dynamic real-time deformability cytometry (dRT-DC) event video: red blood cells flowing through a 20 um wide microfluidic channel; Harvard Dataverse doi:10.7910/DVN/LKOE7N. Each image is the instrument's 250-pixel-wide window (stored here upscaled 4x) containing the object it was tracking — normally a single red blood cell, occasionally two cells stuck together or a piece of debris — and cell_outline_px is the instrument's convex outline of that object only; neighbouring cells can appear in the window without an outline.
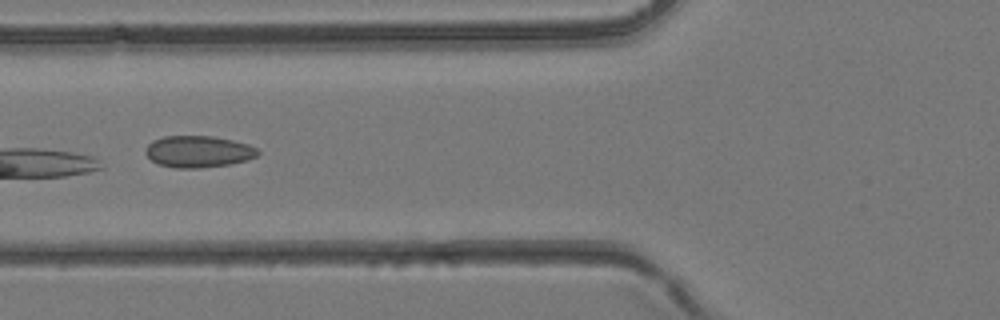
{"species": "common noctule bat (a hibernating species)", "species_latin": "Nyctalus noctula", "temperature_condition": "room temperature", "stored_images_in_passage": 5, "camera_frame_rate_fps": 3000, "um_per_image_px": 0.085, "animal": {"sex": "female", "body_mass_g": 24.6, "forearm_length_mm": 56.2}, "frame": {"image": 1, "passage_image": 4, "time_ms": 1.0, "image_size_px": [1000, 320], "cell_outline_px": [[260, 152], [256, 156], [248, 160], [232, 164], [200, 168], [176, 168], [160, 164], [152, 160], [144, 152], [144, 148], [152, 140], [164, 136], [212, 136], [232, 140], [248, 144], [256, 148]], "centroid_in_image_um": [16.85, 12.88], "position_along_channel_um": 108.9, "area_um2": 20.81}}
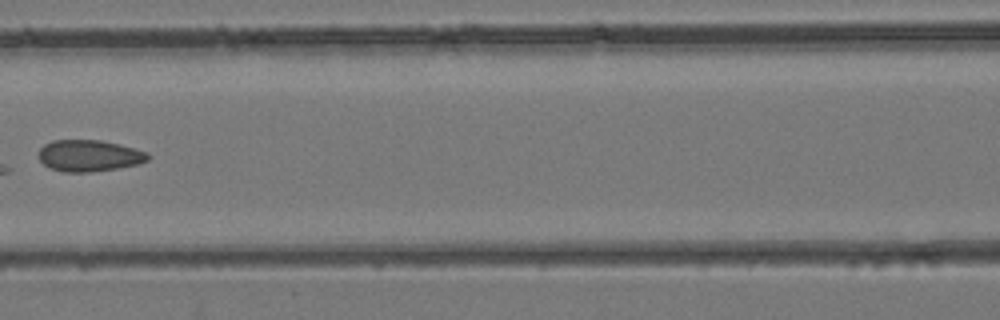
{"frame": {"image": 2, "passage_image": 5, "time_ms": 1.333, "image_size_px": [1000, 320], "cell_outline_px": [[152, 156], [148, 160], [136, 164], [116, 168], [88, 172], [64, 172], [48, 168], [40, 160], [40, 148], [44, 144], [52, 140], [100, 140], [120, 144], [148, 152]], "centroid_in_image_um": [7.58, 13.22], "position_along_channel_um": 159.0, "area_um2": 20.06}}